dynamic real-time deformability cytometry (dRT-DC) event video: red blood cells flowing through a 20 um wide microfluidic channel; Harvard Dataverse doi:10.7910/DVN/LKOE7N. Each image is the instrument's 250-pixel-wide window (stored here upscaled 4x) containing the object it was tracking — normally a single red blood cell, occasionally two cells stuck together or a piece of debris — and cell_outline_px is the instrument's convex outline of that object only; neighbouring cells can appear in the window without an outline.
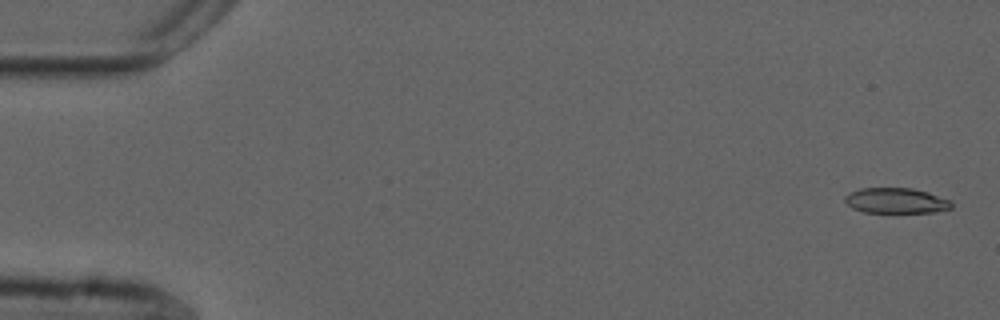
{"species": "common noctule bat (a hibernating species)", "species_latin": "Nyctalus noctula", "temperature_condition": "cold", "stored_images_in_passage": 55, "camera_frame_rate_fps": 3000, "um_per_image_px": 0.085, "animal": {"sex": "male", "forearm_length_mm": 52.5}, "frame": {"image": 1, "passage_image": 2, "time_ms": 0.333, "image_size_px": [1000, 320], "cell_outline_px": [[952, 208], [932, 212], [864, 212], [852, 208], [844, 200], [844, 196], [860, 188], [912, 188], [928, 192], [952, 200]], "centroid_in_image_um": [76.18, 17.05], "position_along_channel_um": 8.8, "area_um2": 15.72}}
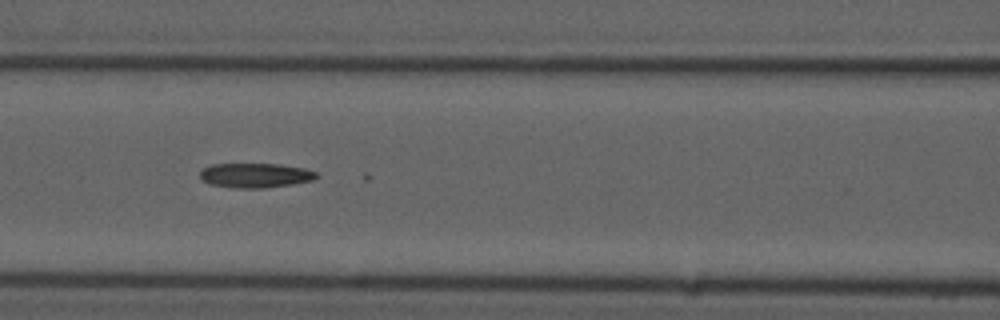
{"frame": {"image": 2, "passage_image": 24, "time_ms": 7.667, "image_size_px": [1000, 320], "cell_outline_px": [[320, 176], [312, 180], [292, 184], [264, 188], [236, 188], [208, 184], [200, 180], [200, 172], [204, 168], [212, 164], [280, 164], [304, 168], [316, 172]], "centroid_in_image_um": [21.69, 14.91], "position_along_channel_um": 144.9, "area_um2": 16.76}}
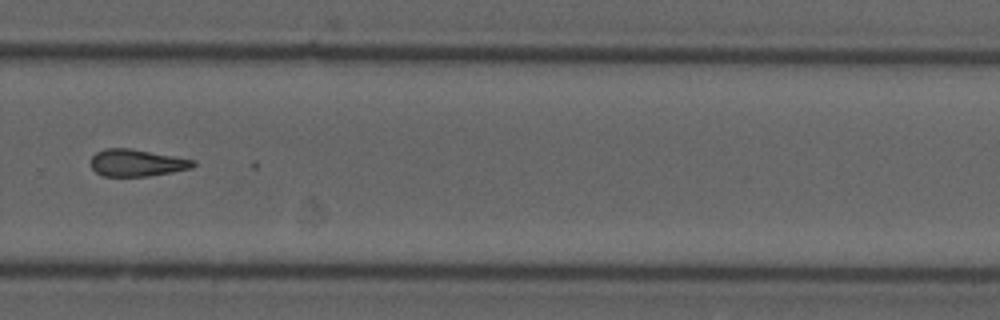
{"frame": {"image": 3, "passage_image": 38, "time_ms": 12.333, "image_size_px": [1000, 320], "cell_outline_px": [[196, 164], [192, 168], [172, 172], [148, 176], [104, 176], [96, 172], [88, 164], [92, 156], [96, 152], [104, 148], [132, 148], [196, 160]], "centroid_in_image_um": [11.61, 13.83], "position_along_channel_um": 318.2, "area_um2": 16.36}}